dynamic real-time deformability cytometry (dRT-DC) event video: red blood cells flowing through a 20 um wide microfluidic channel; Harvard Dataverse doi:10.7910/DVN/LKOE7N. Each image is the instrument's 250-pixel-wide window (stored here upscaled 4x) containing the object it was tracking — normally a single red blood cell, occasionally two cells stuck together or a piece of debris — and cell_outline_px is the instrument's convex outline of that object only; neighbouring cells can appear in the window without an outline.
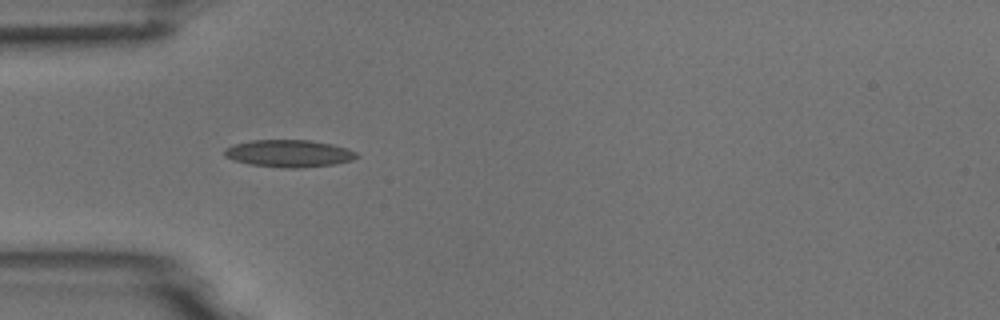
{"species": "common noctule bat (a hibernating species)", "species_latin": "Nyctalus noctula", "temperature_condition": "room temperature", "stored_images_in_passage": 21, "camera_frame_rate_fps": 3000, "um_per_image_px": 0.085, "animal": {"sex": "male", "body_mass_g": 18.8}, "frame": {"image": 1, "passage_image": 1, "time_ms": 0.0, "image_size_px": [1000, 320], "cell_outline_px": [[360, 156], [352, 160], [336, 164], [300, 168], [284, 168], [248, 164], [224, 156], [224, 148], [232, 144], [252, 140], [308, 140], [332, 144], [348, 148], [356, 152]], "centroid_in_image_um": [24.57, 13.04], "position_along_channel_um": 60.4, "area_um2": 21.15}}
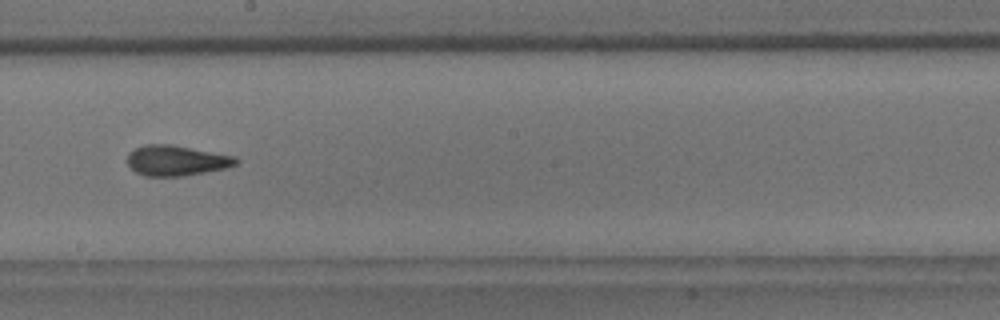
{"frame": {"image": 2, "passage_image": 15, "time_ms": 4.667, "image_size_px": [1000, 320], "cell_outline_px": [[240, 160], [236, 164], [228, 168], [184, 176], [144, 176], [136, 172], [128, 164], [128, 152], [144, 144], [172, 144], [236, 156]], "centroid_in_image_um": [15.02, 13.64], "position_along_channel_um": 233.2, "area_um2": 19.42}}
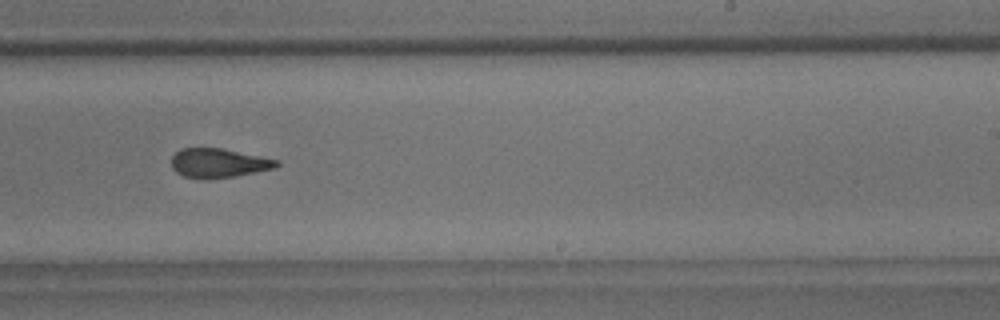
{"frame": {"image": 3, "passage_image": 18, "time_ms": 5.667, "image_size_px": [1000, 320], "cell_outline_px": [[280, 164], [276, 168], [236, 176], [204, 180], [184, 176], [176, 172], [172, 168], [172, 156], [180, 148], [220, 148], [280, 160]], "centroid_in_image_um": [18.58, 13.87], "position_along_channel_um": 270.4, "area_um2": 18.03}}